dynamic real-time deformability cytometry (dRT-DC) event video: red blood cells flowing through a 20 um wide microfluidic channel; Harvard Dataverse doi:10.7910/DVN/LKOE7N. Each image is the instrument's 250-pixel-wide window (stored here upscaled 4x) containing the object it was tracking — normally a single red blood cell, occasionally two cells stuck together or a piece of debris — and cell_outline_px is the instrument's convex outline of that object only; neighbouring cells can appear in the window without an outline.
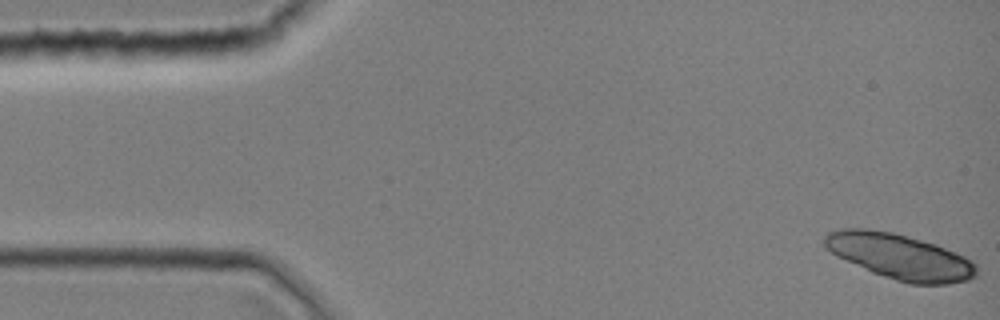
{"species": "common noctule bat (a hibernating species)", "species_latin": "Nyctalus noctula", "temperature_condition": "room temperature", "stored_images_in_passage": 12, "camera_frame_rate_fps": 3000, "um_per_image_px": 0.085, "animal": {"sex": "female", "body_mass_g": 19.0, "forearm_length_mm": 51.5}, "frame": {"image": 1, "passage_image": 1, "time_ms": 0.0, "image_size_px": [1000, 320], "cell_outline_px": [[976, 276], [968, 280], [948, 284], [908, 284], [872, 272], [836, 256], [824, 244], [824, 236], [828, 232], [844, 228], [868, 228], [892, 232], [936, 244], [976, 260]], "centroid_in_image_um": [76.53, 21.81], "position_along_channel_um": 8.5, "area_um2": 40.29}}